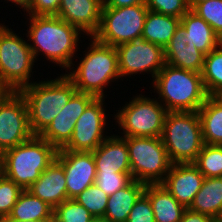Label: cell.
<instances>
[{
  "label": "cell",
  "mask_w": 222,
  "mask_h": 222,
  "mask_svg": "<svg viewBox=\"0 0 222 222\" xmlns=\"http://www.w3.org/2000/svg\"><path fill=\"white\" fill-rule=\"evenodd\" d=\"M29 16L30 26L27 37L33 42L29 46L34 59L36 60L40 55L38 53L42 52L48 60L71 70V64L74 65L72 57L76 52L79 34L82 31L58 16Z\"/></svg>",
  "instance_id": "6da1fadb"
},
{
  "label": "cell",
  "mask_w": 222,
  "mask_h": 222,
  "mask_svg": "<svg viewBox=\"0 0 222 222\" xmlns=\"http://www.w3.org/2000/svg\"><path fill=\"white\" fill-rule=\"evenodd\" d=\"M153 86L159 94L161 104L167 112L198 111L208 94L202 75L165 64L153 79ZM163 101V102H162Z\"/></svg>",
  "instance_id": "7a4b0ae2"
},
{
  "label": "cell",
  "mask_w": 222,
  "mask_h": 222,
  "mask_svg": "<svg viewBox=\"0 0 222 222\" xmlns=\"http://www.w3.org/2000/svg\"><path fill=\"white\" fill-rule=\"evenodd\" d=\"M76 91L73 82L66 75L54 80L31 82L20 89L27 105L32 133L40 135Z\"/></svg>",
  "instance_id": "3957f363"
},
{
  "label": "cell",
  "mask_w": 222,
  "mask_h": 222,
  "mask_svg": "<svg viewBox=\"0 0 222 222\" xmlns=\"http://www.w3.org/2000/svg\"><path fill=\"white\" fill-rule=\"evenodd\" d=\"M57 149L39 135L3 152L1 173L27 190L54 161Z\"/></svg>",
  "instance_id": "277c9868"
},
{
  "label": "cell",
  "mask_w": 222,
  "mask_h": 222,
  "mask_svg": "<svg viewBox=\"0 0 222 222\" xmlns=\"http://www.w3.org/2000/svg\"><path fill=\"white\" fill-rule=\"evenodd\" d=\"M77 69L65 74L78 92L89 93L96 98L104 97L106 85L120 79L118 53L116 47L98 42L92 36V43Z\"/></svg>",
  "instance_id": "5b68a950"
},
{
  "label": "cell",
  "mask_w": 222,
  "mask_h": 222,
  "mask_svg": "<svg viewBox=\"0 0 222 222\" xmlns=\"http://www.w3.org/2000/svg\"><path fill=\"white\" fill-rule=\"evenodd\" d=\"M161 138L173 164L193 163L204 145L198 111L167 112Z\"/></svg>",
  "instance_id": "8992f818"
},
{
  "label": "cell",
  "mask_w": 222,
  "mask_h": 222,
  "mask_svg": "<svg viewBox=\"0 0 222 222\" xmlns=\"http://www.w3.org/2000/svg\"><path fill=\"white\" fill-rule=\"evenodd\" d=\"M33 62L29 43L0 24V85L11 91L30 85Z\"/></svg>",
  "instance_id": "52a82bcc"
},
{
  "label": "cell",
  "mask_w": 222,
  "mask_h": 222,
  "mask_svg": "<svg viewBox=\"0 0 222 222\" xmlns=\"http://www.w3.org/2000/svg\"><path fill=\"white\" fill-rule=\"evenodd\" d=\"M126 142L131 178L145 184L161 183L173 164L162 138L126 137Z\"/></svg>",
  "instance_id": "ba28073f"
},
{
  "label": "cell",
  "mask_w": 222,
  "mask_h": 222,
  "mask_svg": "<svg viewBox=\"0 0 222 222\" xmlns=\"http://www.w3.org/2000/svg\"><path fill=\"white\" fill-rule=\"evenodd\" d=\"M147 12L146 4L103 7L100 26L93 37L98 42L113 47L139 39Z\"/></svg>",
  "instance_id": "9c48e42d"
},
{
  "label": "cell",
  "mask_w": 222,
  "mask_h": 222,
  "mask_svg": "<svg viewBox=\"0 0 222 222\" xmlns=\"http://www.w3.org/2000/svg\"><path fill=\"white\" fill-rule=\"evenodd\" d=\"M115 115L123 137H161L166 108L157 100L135 96Z\"/></svg>",
  "instance_id": "30bf717a"
},
{
  "label": "cell",
  "mask_w": 222,
  "mask_h": 222,
  "mask_svg": "<svg viewBox=\"0 0 222 222\" xmlns=\"http://www.w3.org/2000/svg\"><path fill=\"white\" fill-rule=\"evenodd\" d=\"M33 136L24 97L11 91L0 104V155Z\"/></svg>",
  "instance_id": "8fae6325"
},
{
  "label": "cell",
  "mask_w": 222,
  "mask_h": 222,
  "mask_svg": "<svg viewBox=\"0 0 222 222\" xmlns=\"http://www.w3.org/2000/svg\"><path fill=\"white\" fill-rule=\"evenodd\" d=\"M120 77L151 72L152 78L166 64L164 48L143 38L116 47Z\"/></svg>",
  "instance_id": "7c38bea8"
},
{
  "label": "cell",
  "mask_w": 222,
  "mask_h": 222,
  "mask_svg": "<svg viewBox=\"0 0 222 222\" xmlns=\"http://www.w3.org/2000/svg\"><path fill=\"white\" fill-rule=\"evenodd\" d=\"M104 98H95L76 121L69 142L59 150L93 152L108 136H104L106 113Z\"/></svg>",
  "instance_id": "4fadbf2b"
},
{
  "label": "cell",
  "mask_w": 222,
  "mask_h": 222,
  "mask_svg": "<svg viewBox=\"0 0 222 222\" xmlns=\"http://www.w3.org/2000/svg\"><path fill=\"white\" fill-rule=\"evenodd\" d=\"M55 159L65 171L68 199H74L95 183L93 152L58 150Z\"/></svg>",
  "instance_id": "5bb4252c"
},
{
  "label": "cell",
  "mask_w": 222,
  "mask_h": 222,
  "mask_svg": "<svg viewBox=\"0 0 222 222\" xmlns=\"http://www.w3.org/2000/svg\"><path fill=\"white\" fill-rule=\"evenodd\" d=\"M95 98L92 94L76 91L39 136L57 150L63 148L72 137L76 121Z\"/></svg>",
  "instance_id": "9a60e30c"
},
{
  "label": "cell",
  "mask_w": 222,
  "mask_h": 222,
  "mask_svg": "<svg viewBox=\"0 0 222 222\" xmlns=\"http://www.w3.org/2000/svg\"><path fill=\"white\" fill-rule=\"evenodd\" d=\"M204 178L193 163H175L161 184L179 203L189 208L201 189Z\"/></svg>",
  "instance_id": "2e32d148"
},
{
  "label": "cell",
  "mask_w": 222,
  "mask_h": 222,
  "mask_svg": "<svg viewBox=\"0 0 222 222\" xmlns=\"http://www.w3.org/2000/svg\"><path fill=\"white\" fill-rule=\"evenodd\" d=\"M103 0H61L58 16L91 37L98 31Z\"/></svg>",
  "instance_id": "e0dca14e"
},
{
  "label": "cell",
  "mask_w": 222,
  "mask_h": 222,
  "mask_svg": "<svg viewBox=\"0 0 222 222\" xmlns=\"http://www.w3.org/2000/svg\"><path fill=\"white\" fill-rule=\"evenodd\" d=\"M96 173H130L129 152L126 137L108 136L93 151Z\"/></svg>",
  "instance_id": "ac0fdd59"
},
{
  "label": "cell",
  "mask_w": 222,
  "mask_h": 222,
  "mask_svg": "<svg viewBox=\"0 0 222 222\" xmlns=\"http://www.w3.org/2000/svg\"><path fill=\"white\" fill-rule=\"evenodd\" d=\"M164 52L166 64L188 71L202 72L205 55L184 35L181 25L164 48Z\"/></svg>",
  "instance_id": "d6986e66"
},
{
  "label": "cell",
  "mask_w": 222,
  "mask_h": 222,
  "mask_svg": "<svg viewBox=\"0 0 222 222\" xmlns=\"http://www.w3.org/2000/svg\"><path fill=\"white\" fill-rule=\"evenodd\" d=\"M27 190L54 209L68 199L63 166L54 159Z\"/></svg>",
  "instance_id": "ffe728a7"
},
{
  "label": "cell",
  "mask_w": 222,
  "mask_h": 222,
  "mask_svg": "<svg viewBox=\"0 0 222 222\" xmlns=\"http://www.w3.org/2000/svg\"><path fill=\"white\" fill-rule=\"evenodd\" d=\"M180 25L184 35L205 56L222 43L213 28L191 9L180 18Z\"/></svg>",
  "instance_id": "44dd1931"
},
{
  "label": "cell",
  "mask_w": 222,
  "mask_h": 222,
  "mask_svg": "<svg viewBox=\"0 0 222 222\" xmlns=\"http://www.w3.org/2000/svg\"><path fill=\"white\" fill-rule=\"evenodd\" d=\"M144 193L151 203L155 222H180L187 208L179 203L161 183L146 184Z\"/></svg>",
  "instance_id": "7402d4cb"
},
{
  "label": "cell",
  "mask_w": 222,
  "mask_h": 222,
  "mask_svg": "<svg viewBox=\"0 0 222 222\" xmlns=\"http://www.w3.org/2000/svg\"><path fill=\"white\" fill-rule=\"evenodd\" d=\"M145 185L132 180L123 189L109 196L103 219L106 222H127L131 209L145 191Z\"/></svg>",
  "instance_id": "603a6c76"
},
{
  "label": "cell",
  "mask_w": 222,
  "mask_h": 222,
  "mask_svg": "<svg viewBox=\"0 0 222 222\" xmlns=\"http://www.w3.org/2000/svg\"><path fill=\"white\" fill-rule=\"evenodd\" d=\"M179 25L180 18L148 10L141 38L165 48Z\"/></svg>",
  "instance_id": "cb8c5ba5"
},
{
  "label": "cell",
  "mask_w": 222,
  "mask_h": 222,
  "mask_svg": "<svg viewBox=\"0 0 222 222\" xmlns=\"http://www.w3.org/2000/svg\"><path fill=\"white\" fill-rule=\"evenodd\" d=\"M222 208V177H205L189 209L215 219Z\"/></svg>",
  "instance_id": "d4e9b609"
},
{
  "label": "cell",
  "mask_w": 222,
  "mask_h": 222,
  "mask_svg": "<svg viewBox=\"0 0 222 222\" xmlns=\"http://www.w3.org/2000/svg\"><path fill=\"white\" fill-rule=\"evenodd\" d=\"M198 114L204 144L222 145V103L214 96H208Z\"/></svg>",
  "instance_id": "484cf974"
},
{
  "label": "cell",
  "mask_w": 222,
  "mask_h": 222,
  "mask_svg": "<svg viewBox=\"0 0 222 222\" xmlns=\"http://www.w3.org/2000/svg\"><path fill=\"white\" fill-rule=\"evenodd\" d=\"M16 220H50L53 208L30 191L23 190L9 215Z\"/></svg>",
  "instance_id": "4316f807"
},
{
  "label": "cell",
  "mask_w": 222,
  "mask_h": 222,
  "mask_svg": "<svg viewBox=\"0 0 222 222\" xmlns=\"http://www.w3.org/2000/svg\"><path fill=\"white\" fill-rule=\"evenodd\" d=\"M201 75L208 96L222 90V43L204 57Z\"/></svg>",
  "instance_id": "83f0119b"
},
{
  "label": "cell",
  "mask_w": 222,
  "mask_h": 222,
  "mask_svg": "<svg viewBox=\"0 0 222 222\" xmlns=\"http://www.w3.org/2000/svg\"><path fill=\"white\" fill-rule=\"evenodd\" d=\"M193 164L204 177H222V145L204 144Z\"/></svg>",
  "instance_id": "f1b7e54d"
},
{
  "label": "cell",
  "mask_w": 222,
  "mask_h": 222,
  "mask_svg": "<svg viewBox=\"0 0 222 222\" xmlns=\"http://www.w3.org/2000/svg\"><path fill=\"white\" fill-rule=\"evenodd\" d=\"M97 219H103L109 196L95 183L74 198Z\"/></svg>",
  "instance_id": "f546056e"
},
{
  "label": "cell",
  "mask_w": 222,
  "mask_h": 222,
  "mask_svg": "<svg viewBox=\"0 0 222 222\" xmlns=\"http://www.w3.org/2000/svg\"><path fill=\"white\" fill-rule=\"evenodd\" d=\"M53 217L60 222H92L94 216L75 199H66L53 209Z\"/></svg>",
  "instance_id": "4dcf8cb0"
},
{
  "label": "cell",
  "mask_w": 222,
  "mask_h": 222,
  "mask_svg": "<svg viewBox=\"0 0 222 222\" xmlns=\"http://www.w3.org/2000/svg\"><path fill=\"white\" fill-rule=\"evenodd\" d=\"M191 10L204 19L222 40V0L200 2Z\"/></svg>",
  "instance_id": "1f68e13d"
},
{
  "label": "cell",
  "mask_w": 222,
  "mask_h": 222,
  "mask_svg": "<svg viewBox=\"0 0 222 222\" xmlns=\"http://www.w3.org/2000/svg\"><path fill=\"white\" fill-rule=\"evenodd\" d=\"M22 191L13 180L0 174V219L10 215Z\"/></svg>",
  "instance_id": "d6a6232c"
},
{
  "label": "cell",
  "mask_w": 222,
  "mask_h": 222,
  "mask_svg": "<svg viewBox=\"0 0 222 222\" xmlns=\"http://www.w3.org/2000/svg\"><path fill=\"white\" fill-rule=\"evenodd\" d=\"M149 11L181 18L190 10L187 0H146Z\"/></svg>",
  "instance_id": "836d02e7"
},
{
  "label": "cell",
  "mask_w": 222,
  "mask_h": 222,
  "mask_svg": "<svg viewBox=\"0 0 222 222\" xmlns=\"http://www.w3.org/2000/svg\"><path fill=\"white\" fill-rule=\"evenodd\" d=\"M133 179L127 173H96L95 184L108 196L123 189Z\"/></svg>",
  "instance_id": "e575fe53"
},
{
  "label": "cell",
  "mask_w": 222,
  "mask_h": 222,
  "mask_svg": "<svg viewBox=\"0 0 222 222\" xmlns=\"http://www.w3.org/2000/svg\"><path fill=\"white\" fill-rule=\"evenodd\" d=\"M127 222H155L151 203L145 193L134 204Z\"/></svg>",
  "instance_id": "d590c367"
},
{
  "label": "cell",
  "mask_w": 222,
  "mask_h": 222,
  "mask_svg": "<svg viewBox=\"0 0 222 222\" xmlns=\"http://www.w3.org/2000/svg\"><path fill=\"white\" fill-rule=\"evenodd\" d=\"M61 0H31L27 12L34 16H56Z\"/></svg>",
  "instance_id": "8d00e7d4"
},
{
  "label": "cell",
  "mask_w": 222,
  "mask_h": 222,
  "mask_svg": "<svg viewBox=\"0 0 222 222\" xmlns=\"http://www.w3.org/2000/svg\"><path fill=\"white\" fill-rule=\"evenodd\" d=\"M180 222H215V221L210 216L191 211L189 208H187L183 213Z\"/></svg>",
  "instance_id": "74e56055"
},
{
  "label": "cell",
  "mask_w": 222,
  "mask_h": 222,
  "mask_svg": "<svg viewBox=\"0 0 222 222\" xmlns=\"http://www.w3.org/2000/svg\"><path fill=\"white\" fill-rule=\"evenodd\" d=\"M103 7H125L138 4H146V0H103Z\"/></svg>",
  "instance_id": "f35d334b"
},
{
  "label": "cell",
  "mask_w": 222,
  "mask_h": 222,
  "mask_svg": "<svg viewBox=\"0 0 222 222\" xmlns=\"http://www.w3.org/2000/svg\"><path fill=\"white\" fill-rule=\"evenodd\" d=\"M0 222H49V220H16V219H11L9 216L0 219Z\"/></svg>",
  "instance_id": "ab89813d"
},
{
  "label": "cell",
  "mask_w": 222,
  "mask_h": 222,
  "mask_svg": "<svg viewBox=\"0 0 222 222\" xmlns=\"http://www.w3.org/2000/svg\"><path fill=\"white\" fill-rule=\"evenodd\" d=\"M9 2L11 1L12 3H15L19 6H22L21 8H24L25 11H27V8L31 2V0H8Z\"/></svg>",
  "instance_id": "60d3db41"
},
{
  "label": "cell",
  "mask_w": 222,
  "mask_h": 222,
  "mask_svg": "<svg viewBox=\"0 0 222 222\" xmlns=\"http://www.w3.org/2000/svg\"><path fill=\"white\" fill-rule=\"evenodd\" d=\"M11 92L10 89L6 88L5 86L0 85V104L3 99Z\"/></svg>",
  "instance_id": "b9f144b4"
},
{
  "label": "cell",
  "mask_w": 222,
  "mask_h": 222,
  "mask_svg": "<svg viewBox=\"0 0 222 222\" xmlns=\"http://www.w3.org/2000/svg\"><path fill=\"white\" fill-rule=\"evenodd\" d=\"M204 1H208V0H187V3L190 9H192L197 3L204 2Z\"/></svg>",
  "instance_id": "7bdbcfd3"
},
{
  "label": "cell",
  "mask_w": 222,
  "mask_h": 222,
  "mask_svg": "<svg viewBox=\"0 0 222 222\" xmlns=\"http://www.w3.org/2000/svg\"><path fill=\"white\" fill-rule=\"evenodd\" d=\"M215 222H222V208L219 211L218 215L216 216V218L214 219Z\"/></svg>",
  "instance_id": "ee69618b"
},
{
  "label": "cell",
  "mask_w": 222,
  "mask_h": 222,
  "mask_svg": "<svg viewBox=\"0 0 222 222\" xmlns=\"http://www.w3.org/2000/svg\"><path fill=\"white\" fill-rule=\"evenodd\" d=\"M214 97L222 103V90L214 95Z\"/></svg>",
  "instance_id": "f6af8a7d"
},
{
  "label": "cell",
  "mask_w": 222,
  "mask_h": 222,
  "mask_svg": "<svg viewBox=\"0 0 222 222\" xmlns=\"http://www.w3.org/2000/svg\"><path fill=\"white\" fill-rule=\"evenodd\" d=\"M92 222H106L104 219L95 218Z\"/></svg>",
  "instance_id": "bcb514c9"
},
{
  "label": "cell",
  "mask_w": 222,
  "mask_h": 222,
  "mask_svg": "<svg viewBox=\"0 0 222 222\" xmlns=\"http://www.w3.org/2000/svg\"><path fill=\"white\" fill-rule=\"evenodd\" d=\"M49 222H60V221H58L57 219H55L54 217H52V218L49 220Z\"/></svg>",
  "instance_id": "7dc6e473"
},
{
  "label": "cell",
  "mask_w": 222,
  "mask_h": 222,
  "mask_svg": "<svg viewBox=\"0 0 222 222\" xmlns=\"http://www.w3.org/2000/svg\"><path fill=\"white\" fill-rule=\"evenodd\" d=\"M0 174H1V156H0Z\"/></svg>",
  "instance_id": "c3c4849f"
}]
</instances>
